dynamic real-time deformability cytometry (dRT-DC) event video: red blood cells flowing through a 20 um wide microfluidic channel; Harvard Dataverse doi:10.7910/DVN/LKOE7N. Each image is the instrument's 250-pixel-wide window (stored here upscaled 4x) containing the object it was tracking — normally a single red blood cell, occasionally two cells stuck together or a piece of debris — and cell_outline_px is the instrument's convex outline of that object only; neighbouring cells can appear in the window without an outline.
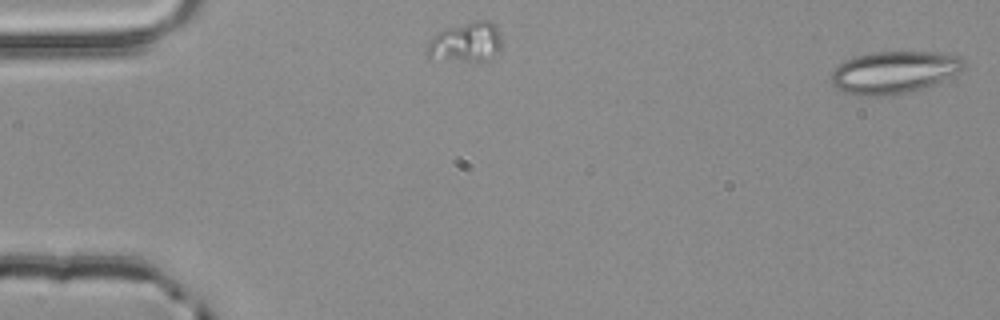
{"species": "common noctule bat (a hibernating species)", "species_latin": "Nyctalus noctula", "temperature_condition": "room temperature", "stored_images_in_passage": 4, "camera_frame_rate_fps": 3000, "um_per_image_px": 0.085, "animal": {"sex": "male", "body_mass_g": 20.4}, "frame": {"image": 1, "passage_image": 1, "time_ms": 0.0, "image_size_px": [1000, 320], "cell_outline_px": [[968, 64], [960, 72], [928, 88], [908, 92], [884, 96], [856, 96], [840, 92], [832, 84], [832, 72], [840, 64], [856, 56], [872, 52], [940, 52], [960, 56]], "centroid_in_image_um": [76.04, 6.16], "position_along_channel_um": 9.0, "area_um2": 33.18}}